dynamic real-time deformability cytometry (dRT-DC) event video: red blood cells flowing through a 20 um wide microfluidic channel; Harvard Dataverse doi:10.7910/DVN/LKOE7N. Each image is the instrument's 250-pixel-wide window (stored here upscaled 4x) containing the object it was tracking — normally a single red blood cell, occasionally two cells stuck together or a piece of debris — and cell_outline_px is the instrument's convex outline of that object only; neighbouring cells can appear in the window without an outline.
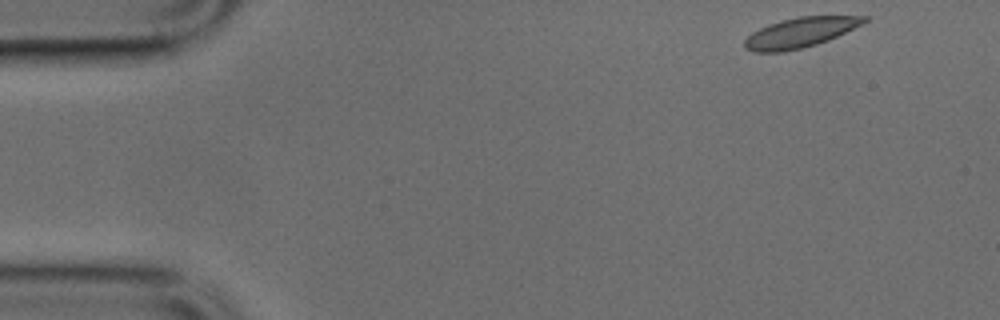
{"species": "common noctule bat (a hibernating species)", "species_latin": "Nyctalus noctula", "temperature_condition": "cold", "stored_images_in_passage": 8, "camera_frame_rate_fps": 3000, "um_per_image_px": 0.085, "animal": {"sex": "male", "body_mass_g": 17.9, "forearm_length_mm": 54.2}, "frame": {"image": 1, "passage_image": 1, "time_ms": 0.0, "image_size_px": [1000, 320], "cell_outline_px": [[868, 20], [828, 40], [816, 44], [800, 48], [780, 52], [752, 52], [744, 48], [744, 40], [752, 32], [768, 24], [800, 16], [868, 16]], "centroid_in_image_um": [67.95, 2.77], "position_along_channel_um": 17.0, "area_um2": 20.46}}